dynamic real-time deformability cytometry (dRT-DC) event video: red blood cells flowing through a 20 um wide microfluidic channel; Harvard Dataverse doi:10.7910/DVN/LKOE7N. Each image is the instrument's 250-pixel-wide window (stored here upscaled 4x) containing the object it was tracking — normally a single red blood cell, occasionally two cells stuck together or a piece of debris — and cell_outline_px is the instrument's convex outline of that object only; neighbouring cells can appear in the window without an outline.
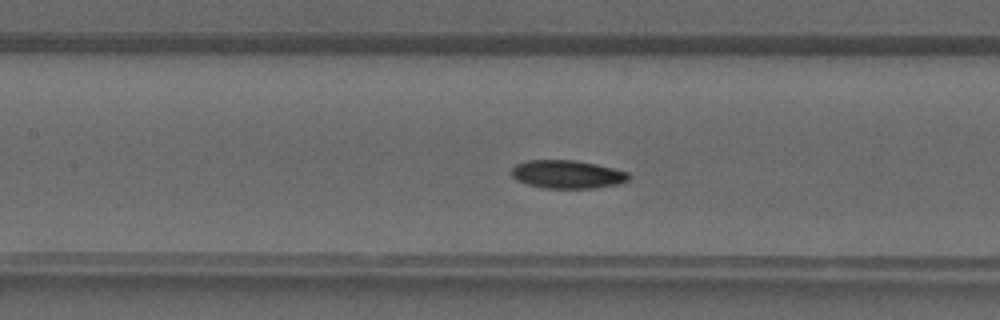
{"species": "common noctule bat (a hibernating species)", "species_latin": "Nyctalus noctula", "temperature_condition": "warm", "stored_images_in_passage": 27, "camera_frame_rate_fps": 3000, "um_per_image_px": 0.085, "animal": {"sex": "male", "forearm_length_mm": 52.5}, "frame": {"image": 1, "passage_image": 17, "time_ms": 5.333, "image_size_px": [1000, 320], "cell_outline_px": [[632, 176], [628, 180], [620, 184], [596, 188], [544, 188], [528, 184], [516, 180], [512, 176], [512, 168], [516, 164], [524, 160], [576, 160], [596, 164], [628, 172]], "centroid_in_image_um": [48.24, 14.82], "position_along_channel_um": 159.2, "area_um2": 19.42}}
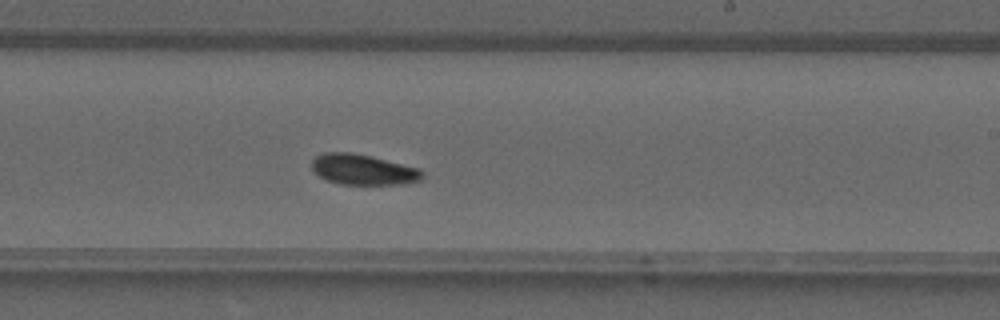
{"frame": {"image": 2, "passage_image": 23, "time_ms": 7.333, "image_size_px": [1000, 320], "cell_outline_px": [[424, 176], [420, 180], [408, 184], [340, 184], [324, 180], [312, 168], [312, 160], [316, 156], [324, 152], [352, 152], [372, 156], [420, 168], [424, 172]], "centroid_in_image_um": [30.89, 14.41], "position_along_channel_um": 258.1, "area_um2": 19.88}}
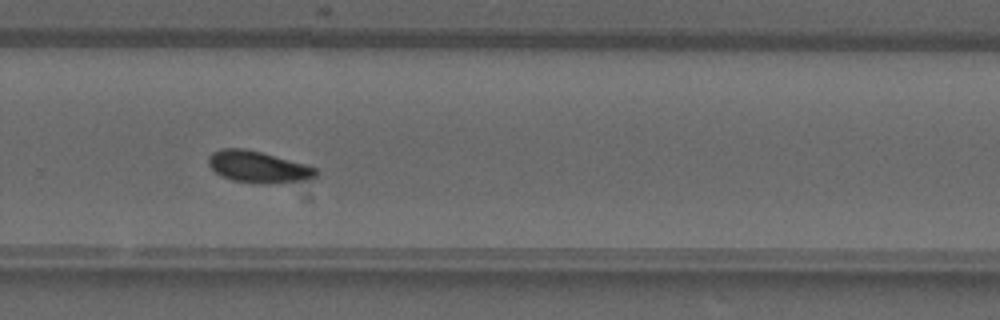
{"frame": {"image": 3, "passage_image": 26, "time_ms": 8.333, "image_size_px": [1000, 320], "cell_outline_px": [[316, 204], [300, 208], [296, 208], [232, 180], [216, 172], [208, 164], [208, 156], [212, 152], [220, 148], [244, 148], [308, 164], [316, 168]], "centroid_in_image_um": [22.78, 14.86], "position_along_channel_um": 307.0, "area_um2": 29.07}}